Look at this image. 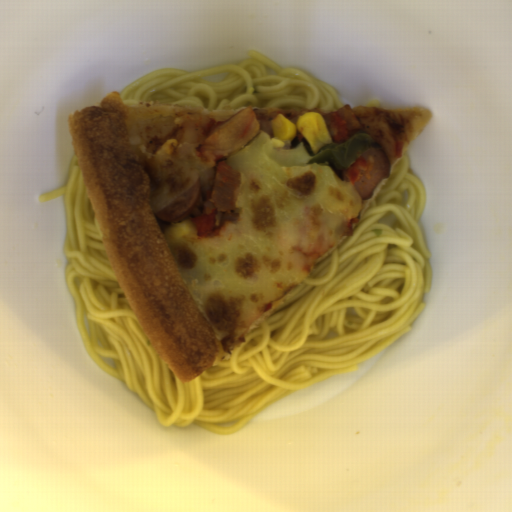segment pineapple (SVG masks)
<instances>
[{
  "mask_svg": "<svg viewBox=\"0 0 512 512\" xmlns=\"http://www.w3.org/2000/svg\"><path fill=\"white\" fill-rule=\"evenodd\" d=\"M302 141L278 139L264 131L228 156L239 172L234 203L240 221L256 233L273 232L303 212L323 210L340 220L358 218L362 199L355 184L342 180L329 163L307 164Z\"/></svg>",
  "mask_w": 512,
  "mask_h": 512,
  "instance_id": "obj_1",
  "label": "pineapple"
}]
</instances>
